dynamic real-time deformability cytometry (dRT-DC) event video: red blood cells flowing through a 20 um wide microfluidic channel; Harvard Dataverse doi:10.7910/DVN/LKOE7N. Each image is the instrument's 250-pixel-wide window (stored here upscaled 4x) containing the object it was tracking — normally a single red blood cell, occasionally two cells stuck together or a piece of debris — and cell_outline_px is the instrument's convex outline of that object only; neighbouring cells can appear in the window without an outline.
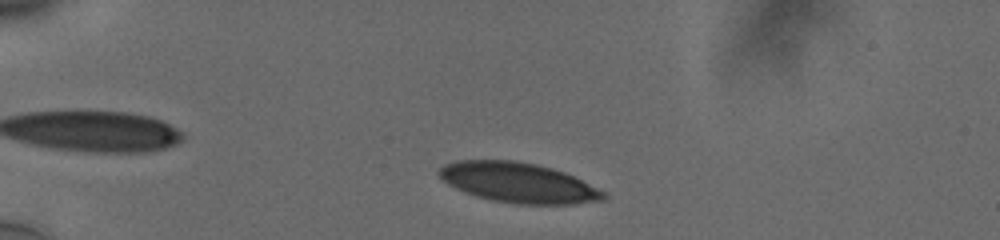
{"species": "human", "species_latin": "Homo sapiens", "temperature_condition": "cold", "stored_images_in_passage": 43, "camera_frame_rate_fps": 3000, "um_per_image_px": 0.085, "donor": {"sex": "male"}, "frame": {"image": 1, "passage_image": 5, "time_ms": 1.333, "image_size_px": [1000, 240], "cell_outline_px": [[608, 196], [604, 200], [572, 204], [516, 204], [492, 200], [476, 196], [464, 192], [448, 184], [436, 172], [444, 164], [460, 160], [512, 160], [536, 164], [552, 168], [564, 172], [604, 192]], "centroid_in_image_um": [44.03, 15.53], "position_along_channel_um": 41.0, "area_um2": 38.09}}
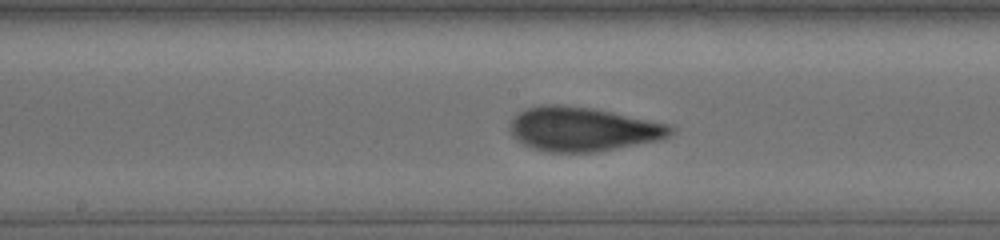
{"frame": {"image": 2, "passage_image": 22, "time_ms": 7.0, "image_size_px": [1000, 240], "cell_outline_px": [[676, 128], [668, 136], [660, 140], [596, 152], [548, 152], [532, 148], [516, 140], [512, 136], [508, 128], [512, 120], [520, 112], [528, 108], [540, 104], [560, 104], [592, 108], [612, 112], [668, 124]], "centroid_in_image_um": [49.52, 10.98], "position_along_channel_um": 198.7, "area_um2": 41.33}}
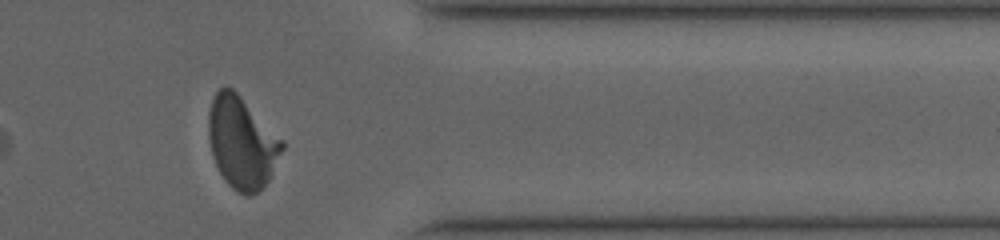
{"frame": {"image": 3, "passage_image": 38, "time_ms": 12.333, "image_size_px": [1000, 240], "cell_outline_px": [[284, 148], [268, 180], [252, 196], [244, 196], [232, 188], [224, 180], [212, 156], [208, 136], [208, 112], [212, 100], [216, 92], [220, 88], [232, 88], [284, 140]], "centroid_in_image_um": [20.55, 12.13], "position_along_channel_um": 390.9, "area_um2": 39.19}, "authors_computed_cell_mechanics": {"area_um2": 39.1884, "velocity_mm_per_s": 3.7685, "shape_relaxation_time_tau1_ms": 8.7657, "shape_relaxation_time_tau2_ms": 0.8786, "deformation_change_tau1": 0.2594, "deformation_change_tau2": 0.0659}}